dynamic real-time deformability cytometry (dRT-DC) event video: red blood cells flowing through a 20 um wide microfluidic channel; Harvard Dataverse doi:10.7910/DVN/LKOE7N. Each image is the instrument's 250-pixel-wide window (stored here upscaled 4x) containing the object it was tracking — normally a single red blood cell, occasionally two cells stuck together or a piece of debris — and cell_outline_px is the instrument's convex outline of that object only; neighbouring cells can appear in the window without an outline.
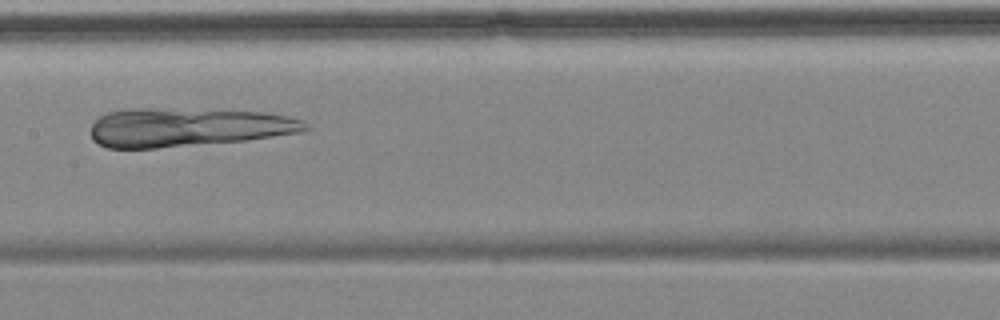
{"species": "common noctule bat (a hibernating species)", "species_latin": "Nyctalus noctula", "temperature_condition": "cold", "stored_images_in_passage": 13, "camera_frame_rate_fps": 3000, "um_per_image_px": 0.085, "animal": {"sex": "female", "body_mass_g": 18.4}, "frame": {"image": 1, "passage_image": 6, "time_ms": 6.667, "image_size_px": [1000, 320], "cell_outline_px": [[312, 128], [304, 132], [244, 140], [156, 148], [108, 148], [92, 140], [92, 124], [104, 112], [120, 108], [152, 108], [264, 112], [288, 116], [304, 120]], "centroid_in_image_um": [15.94, 10.81], "position_along_channel_um": 191.5, "area_um2": 48.49}}
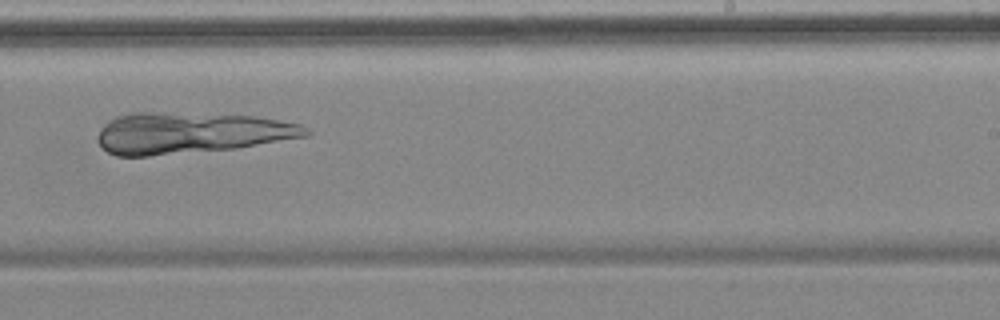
{"frame": {"image": 2, "passage_image": 8, "time_ms": 9.0, "image_size_px": [1000, 320], "cell_outline_px": [[312, 132], [308, 136], [236, 148], [148, 156], [116, 156], [108, 152], [96, 140], [96, 136], [100, 128], [104, 124], [116, 116], [132, 112], [148, 112], [252, 116], [300, 124], [308, 128]], "centroid_in_image_um": [16.17, 11.3], "position_along_channel_um": 272.8, "area_um2": 49.71}}